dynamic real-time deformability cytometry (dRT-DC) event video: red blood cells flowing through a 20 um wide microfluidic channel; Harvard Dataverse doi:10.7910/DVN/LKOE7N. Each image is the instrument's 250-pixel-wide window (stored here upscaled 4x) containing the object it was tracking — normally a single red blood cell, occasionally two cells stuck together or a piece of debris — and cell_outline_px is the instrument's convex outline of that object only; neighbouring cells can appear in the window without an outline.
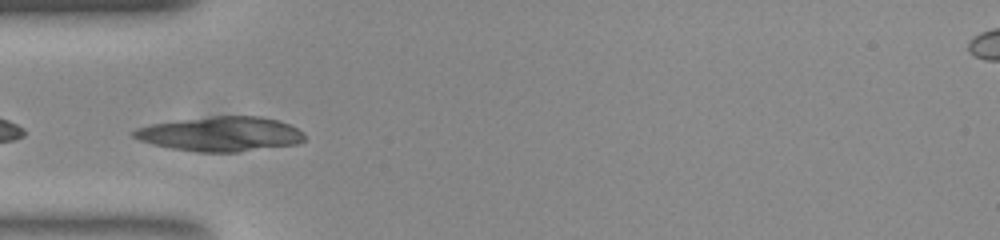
{"species": "common noctule bat (a hibernating species)", "species_latin": "Nyctalus noctula", "temperature_condition": "room temperature", "stored_images_in_passage": 38, "camera_frame_rate_fps": 3000, "um_per_image_px": 0.085, "animal": {"sex": "female", "body_mass_g": 23.0, "forearm_length_mm": 53.4}, "frame": {"image": 1, "passage_image": 1, "time_ms": 0.0, "image_size_px": [1000, 240], "cell_outline_px": [[304, 140], [296, 144], [240, 152], [200, 152], [172, 148], [152, 144], [140, 140], [132, 136], [132, 132], [136, 128], [152, 124], [180, 120], [216, 116], [260, 116], [276, 120], [288, 124], [304, 132]], "centroid_in_image_um": [18.76, 11.4], "position_along_channel_um": 66.2, "area_um2": 34.16}}
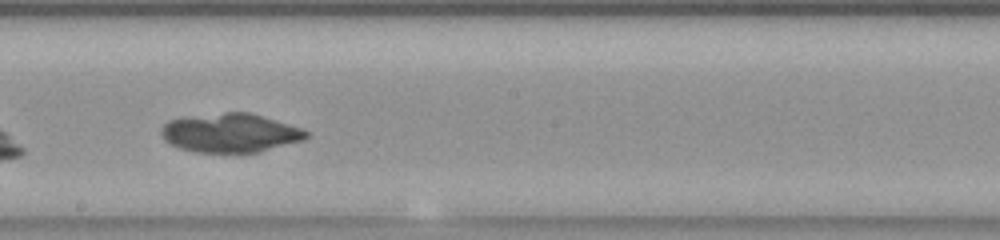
{"frame": {"image": 2, "passage_image": 14, "time_ms": 4.333, "image_size_px": [1000, 240], "cell_outline_px": [[308, 136], [304, 140], [260, 152], [196, 152], [180, 148], [164, 140], [160, 132], [164, 124], [168, 120], [224, 112], [248, 112], [288, 124], [300, 128], [308, 132]], "centroid_in_image_um": [19.58, 11.31], "position_along_channel_um": 228.6, "area_um2": 32.48}}
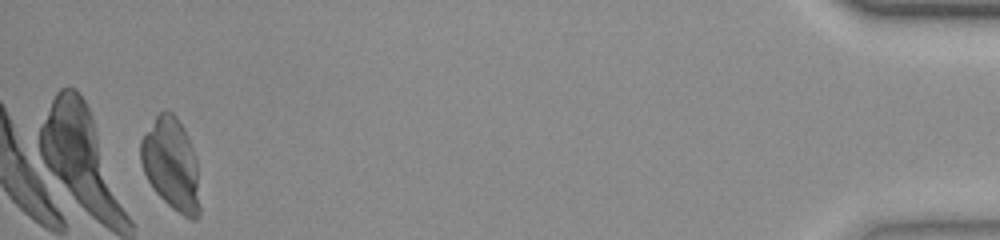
{"frame": {"image": 3, "passage_image": 36, "time_ms": 11.667, "image_size_px": [1000, 240], "cell_outline_px": [[200, 216], [196, 220], [192, 220], [184, 216], [172, 208], [152, 188], [144, 172], [140, 160], [140, 140], [156, 116], [164, 108], [172, 112], [176, 116], [184, 128], [192, 148], [196, 160], [200, 208]], "centroid_in_image_um": [14.55, 13.96], "position_along_channel_um": 420.6, "area_um2": 31.73}}